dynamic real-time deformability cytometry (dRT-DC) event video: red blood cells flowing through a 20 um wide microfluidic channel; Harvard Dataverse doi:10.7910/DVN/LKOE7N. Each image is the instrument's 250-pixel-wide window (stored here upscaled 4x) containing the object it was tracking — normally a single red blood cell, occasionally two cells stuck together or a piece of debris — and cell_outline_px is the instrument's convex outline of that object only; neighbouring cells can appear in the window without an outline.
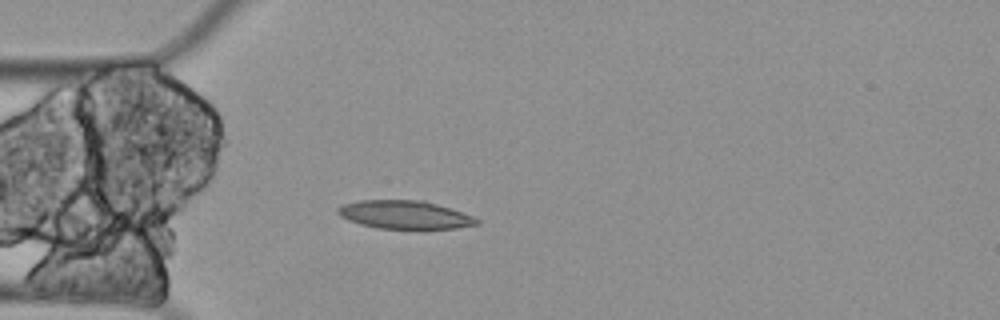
{"species": "Egyptian fruit bat (a non-hibernating species)", "species_latin": "Rousettus aegyptiacus", "temperature_condition": "cold", "stored_images_in_passage": 4, "camera_frame_rate_fps": 3000, "um_per_image_px": 0.085, "animal": {"sex": "female"}, "frame": {"image": 1, "passage_image": 4, "time_ms": 1.0, "image_size_px": [1000, 320], "cell_outline_px": [[480, 224], [456, 228], [420, 232], [376, 228], [360, 224], [348, 220], [340, 216], [336, 212], [336, 208], [344, 204], [360, 200], [424, 200], [472, 216], [480, 220]], "centroid_in_image_um": [34.41, 18.31], "position_along_channel_um": 50.6, "area_um2": 23.81}}